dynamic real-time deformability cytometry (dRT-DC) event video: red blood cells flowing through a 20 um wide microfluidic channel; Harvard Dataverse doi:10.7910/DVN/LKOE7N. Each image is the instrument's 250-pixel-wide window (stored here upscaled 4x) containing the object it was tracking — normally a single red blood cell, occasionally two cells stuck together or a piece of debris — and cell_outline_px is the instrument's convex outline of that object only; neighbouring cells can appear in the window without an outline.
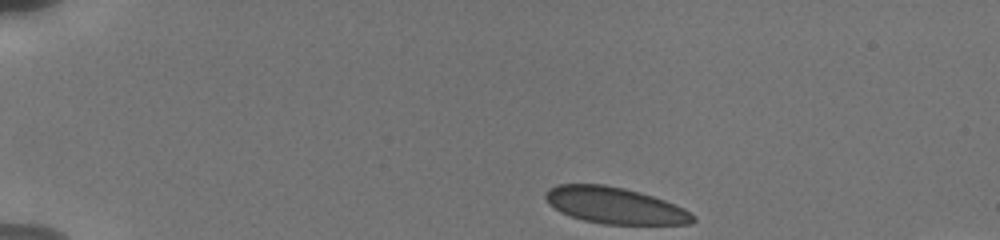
{"species": "human", "species_latin": "Homo sapiens", "temperature_condition": "cold", "stored_images_in_passage": 28, "camera_frame_rate_fps": 3000, "um_per_image_px": 0.085, "donor": {"sex": "male"}, "frame": {"image": 1, "passage_image": 1, "time_ms": 0.0, "image_size_px": [1000, 240], "cell_outline_px": [[696, 220], [692, 224], [604, 224], [584, 220], [560, 212], [548, 204], [544, 196], [548, 188], [556, 184], [604, 184], [624, 188], [640, 192], [664, 200], [684, 208], [696, 216]], "centroid_in_image_um": [52.26, 17.46], "position_along_channel_um": 32.7, "area_um2": 31.39}}
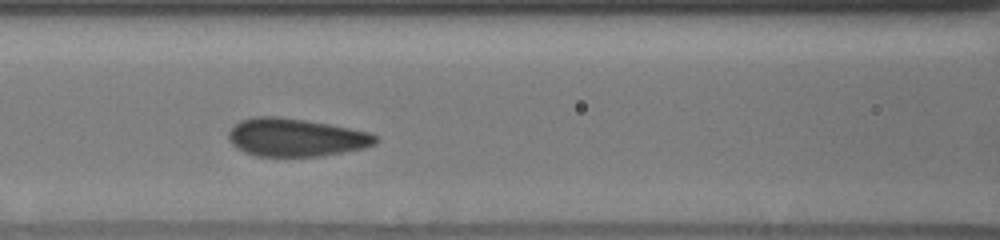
{"frame": {"image": 2, "passage_image": 14, "time_ms": 5.0, "image_size_px": [1000, 240], "cell_outline_px": [[380, 136], [376, 144], [364, 148], [320, 156], [256, 156], [244, 152], [236, 148], [232, 144], [228, 136], [228, 132], [240, 120], [256, 116], [276, 116], [304, 120], [328, 124], [368, 132]], "centroid_in_image_um": [25.14, 11.68], "position_along_channel_um": 141.5, "area_um2": 32.48}}
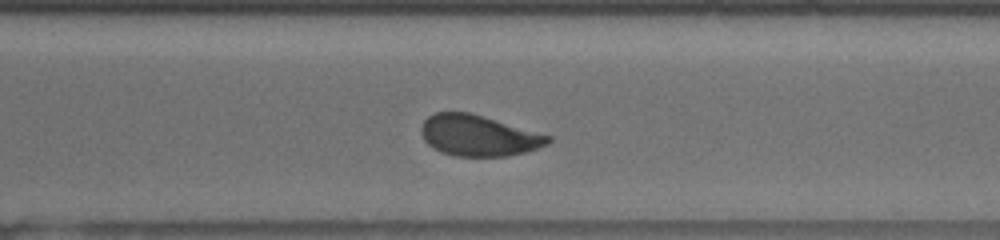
{"frame": {"image": 3, "passage_image": 27, "time_ms": 10.0, "image_size_px": [1000, 240], "cell_outline_px": [[552, 140], [548, 144], [524, 152], [508, 156], [452, 156], [440, 152], [432, 148], [424, 140], [420, 132], [420, 128], [424, 120], [428, 116], [436, 112], [468, 112], [484, 116], [552, 136]], "centroid_in_image_um": [40.64, 11.52], "position_along_channel_um": 330.0, "area_um2": 30.4}}